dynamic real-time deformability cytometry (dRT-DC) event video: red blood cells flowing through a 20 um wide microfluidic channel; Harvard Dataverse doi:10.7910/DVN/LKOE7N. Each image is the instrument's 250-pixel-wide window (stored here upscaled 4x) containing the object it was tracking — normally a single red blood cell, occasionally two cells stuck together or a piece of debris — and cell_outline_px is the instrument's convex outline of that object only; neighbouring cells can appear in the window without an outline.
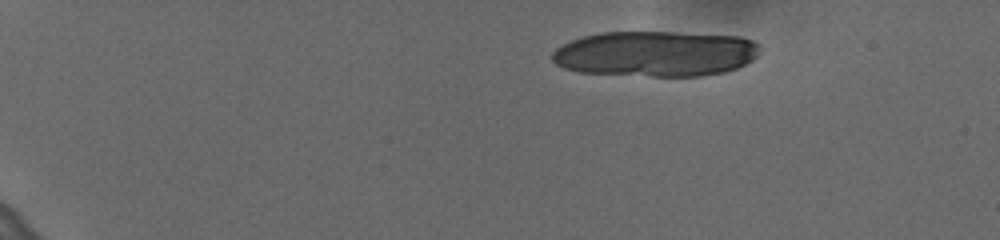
{"species": "human", "species_latin": "Homo sapiens", "temperature_condition": "cold", "stored_images_in_passage": 15, "camera_frame_rate_fps": 3000, "um_per_image_px": 0.085, "donor": {"sex": "female"}, "frame": {"image": 1, "passage_image": 1, "time_ms": 0.0, "image_size_px": [1000, 240], "cell_outline_px": [[760, 44], [756, 56], [752, 60], [736, 68], [724, 72], [700, 76], [652, 76], [580, 72], [564, 68], [556, 64], [552, 60], [552, 52], [556, 48], [572, 40], [584, 36], [600, 32], [672, 32], [740, 36], [752, 40]], "centroid_in_image_um": [55.72, 4.56], "position_along_channel_um": 29.3, "area_um2": 55.14}}